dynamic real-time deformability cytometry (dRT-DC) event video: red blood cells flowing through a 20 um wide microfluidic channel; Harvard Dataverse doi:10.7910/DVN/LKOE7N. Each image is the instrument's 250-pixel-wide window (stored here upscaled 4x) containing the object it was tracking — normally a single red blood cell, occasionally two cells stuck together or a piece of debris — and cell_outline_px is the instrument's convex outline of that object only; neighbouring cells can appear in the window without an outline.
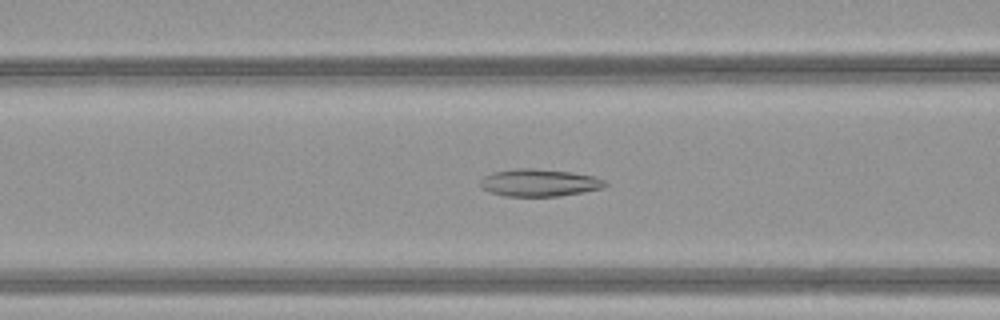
{"species": "common noctule bat (a hibernating species)", "species_latin": "Nyctalus noctula", "temperature_condition": "warm", "stored_images_in_passage": 47, "camera_frame_rate_fps": 3000, "um_per_image_px": 0.085, "animal": {"sex": "female", "body_mass_g": 21.9}, "frame": {"image": 1, "passage_image": 19, "time_ms": 6.0, "image_size_px": [1000, 320], "cell_outline_px": [[608, 184], [604, 188], [584, 192], [560, 196], [504, 196], [492, 192], [484, 188], [480, 184], [480, 180], [484, 176], [492, 172], [516, 168], [532, 168], [572, 172], [596, 176], [604, 180]], "centroid_in_image_um": [45.88, 15.52], "position_along_channel_um": 120.7, "area_um2": 20.0}}
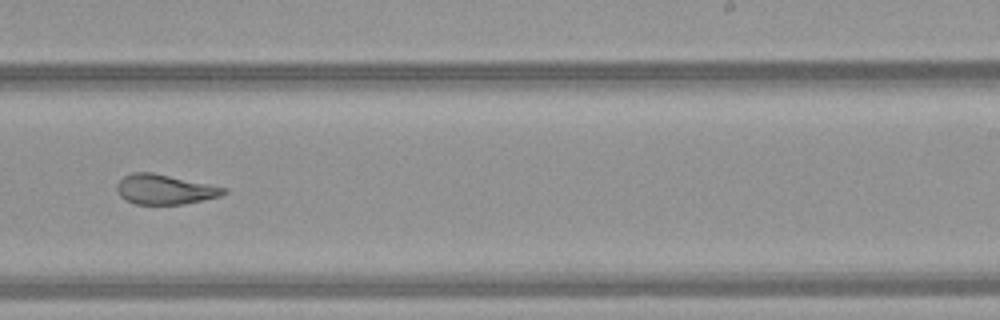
{"frame": {"image": 2, "passage_image": 30, "time_ms": 9.667, "image_size_px": [1000, 320], "cell_outline_px": [[228, 192], [220, 196], [184, 204], [136, 204], [124, 200], [120, 196], [116, 188], [116, 184], [124, 176], [132, 172], [152, 172], [228, 188]], "centroid_in_image_um": [13.99, 16.1], "position_along_channel_um": 275.0, "area_um2": 18.61}}
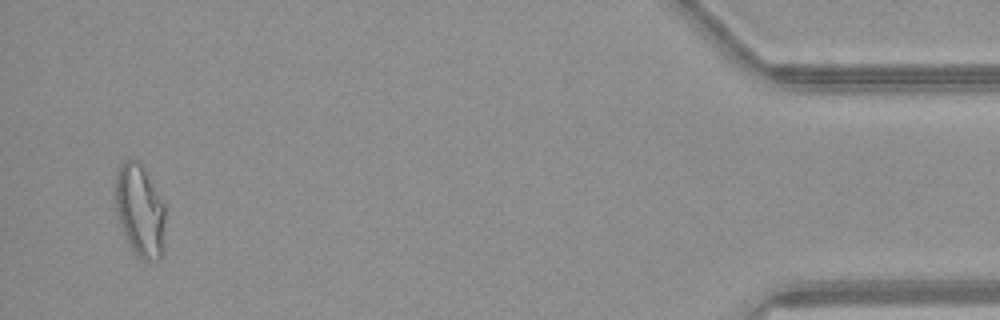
{"frame": {"image": 3, "passage_image": 46, "time_ms": 15.0, "image_size_px": [1000, 320], "cell_outline_px": [[168, 204], [164, 252], [160, 260], [140, 260], [124, 236], [116, 212], [116, 172], [120, 164], [124, 160], [140, 160]], "centroid_in_image_um": [11.99, 17.89], "position_along_channel_um": 423.2, "area_um2": 28.32}, "authors_computed_cell_mechanics": {"area_um2": 22.7154, "velocity_mm_per_s": 4.2023, "shape_relaxation_time_tau1_ms": null, "shape_relaxation_time_tau2_ms": 2.3286, "deformation_change_tau1": null, "deformation_change_tau2": 0.0944}}